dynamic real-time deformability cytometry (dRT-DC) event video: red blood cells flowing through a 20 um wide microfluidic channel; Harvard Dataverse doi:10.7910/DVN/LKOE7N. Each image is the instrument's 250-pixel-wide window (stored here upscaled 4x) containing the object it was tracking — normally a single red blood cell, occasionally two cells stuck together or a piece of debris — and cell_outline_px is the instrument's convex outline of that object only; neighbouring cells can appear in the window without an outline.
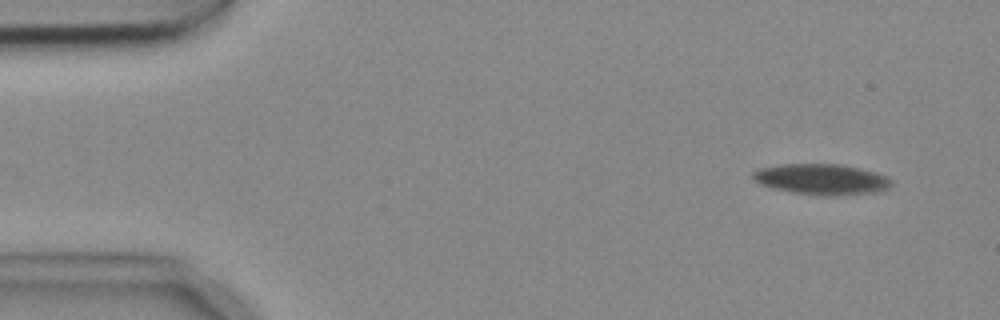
{"species": "common noctule bat (a hibernating species)", "species_latin": "Nyctalus noctula", "temperature_condition": "cold", "stored_images_in_passage": 4, "camera_frame_rate_fps": 3000, "um_per_image_px": 0.085, "animal": {"sex": "female", "body_mass_g": 18.4}, "frame": {"image": 1, "passage_image": 1, "time_ms": 0.0, "image_size_px": [1000, 320], "cell_outline_px": [[892, 184], [888, 188], [872, 192], [792, 192], [760, 184], [752, 176], [752, 172], [760, 168], [784, 164], [840, 164], [860, 168], [876, 172], [888, 176], [892, 180]], "centroid_in_image_um": [69.83, 15.16], "position_along_channel_um": 15.2, "area_um2": 23.35}}